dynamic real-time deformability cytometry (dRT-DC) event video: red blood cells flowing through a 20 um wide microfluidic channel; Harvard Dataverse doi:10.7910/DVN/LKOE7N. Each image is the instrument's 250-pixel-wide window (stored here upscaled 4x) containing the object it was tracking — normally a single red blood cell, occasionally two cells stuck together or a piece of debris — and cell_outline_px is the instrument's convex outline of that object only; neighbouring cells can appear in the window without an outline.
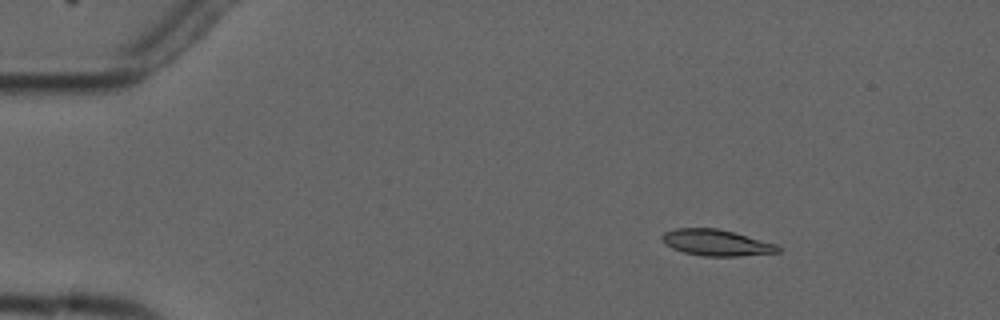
{"species": "common noctule bat (a hibernating species)", "species_latin": "Nyctalus noctula", "temperature_condition": "cold", "stored_images_in_passage": 8, "camera_frame_rate_fps": 3000, "um_per_image_px": 0.085, "animal": {"sex": "male", "forearm_length_mm": 52.5}, "frame": {"image": 1, "passage_image": 3, "time_ms": 2.333, "image_size_px": [1000, 320], "cell_outline_px": [[780, 252], [740, 256], [704, 256], [684, 252], [672, 248], [664, 244], [660, 236], [664, 232], [676, 228], [716, 228], [732, 232], [776, 244], [780, 248]], "centroid_in_image_um": [60.84, 20.63], "position_along_channel_um": 24.2, "area_um2": 17.57}}
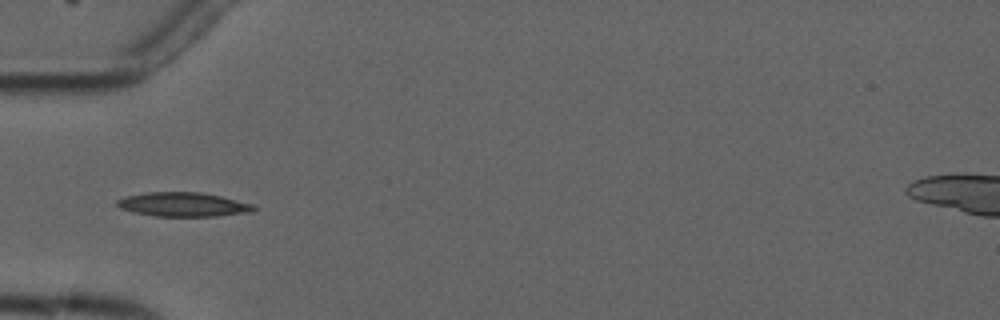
{"frame": {"image": 2, "passage_image": 6, "time_ms": 5.667, "image_size_px": [1000, 320], "cell_outline_px": [[256, 208], [252, 212], [216, 216], [152, 216], [132, 212], [120, 208], [116, 204], [116, 200], [128, 196], [148, 192], [200, 192], [220, 196], [252, 204]], "centroid_in_image_um": [15.55, 17.39], "position_along_channel_um": 69.5, "area_um2": 19.13}}